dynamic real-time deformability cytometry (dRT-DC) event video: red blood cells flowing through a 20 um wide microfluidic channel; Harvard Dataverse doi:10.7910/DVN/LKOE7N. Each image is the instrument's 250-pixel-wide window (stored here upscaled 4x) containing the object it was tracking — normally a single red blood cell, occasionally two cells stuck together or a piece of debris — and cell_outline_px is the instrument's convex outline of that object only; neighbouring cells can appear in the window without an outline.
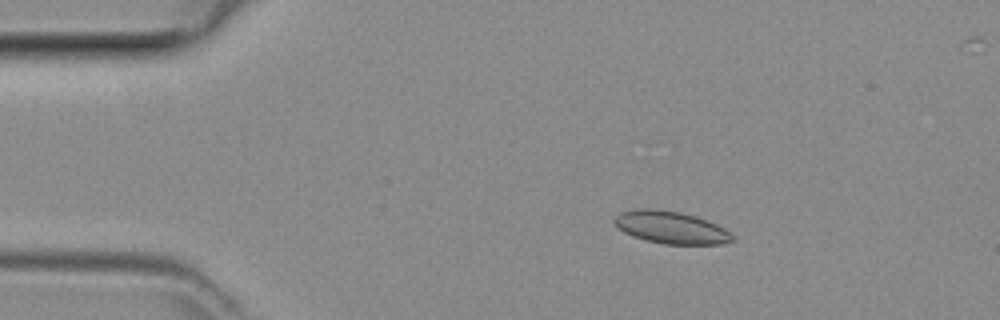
{"species": "common noctule bat (a hibernating species)", "species_latin": "Nyctalus noctula", "temperature_condition": "room temperature", "stored_images_in_passage": 49, "camera_frame_rate_fps": 3000, "um_per_image_px": 0.085, "animal": {"sex": "female", "body_mass_g": 29.2, "forearm_length_mm": 56.3}, "frame": {"image": 1, "passage_image": 9, "time_ms": 2.667, "image_size_px": [1000, 320], "cell_outline_px": [[736, 240], [720, 244], [664, 244], [632, 236], [624, 232], [612, 220], [620, 212], [640, 208], [652, 208], [680, 212], [696, 216], [708, 220], [724, 228], [736, 236]], "centroid_in_image_um": [57.07, 19.33], "position_along_channel_um": 27.9, "area_um2": 22.31}}
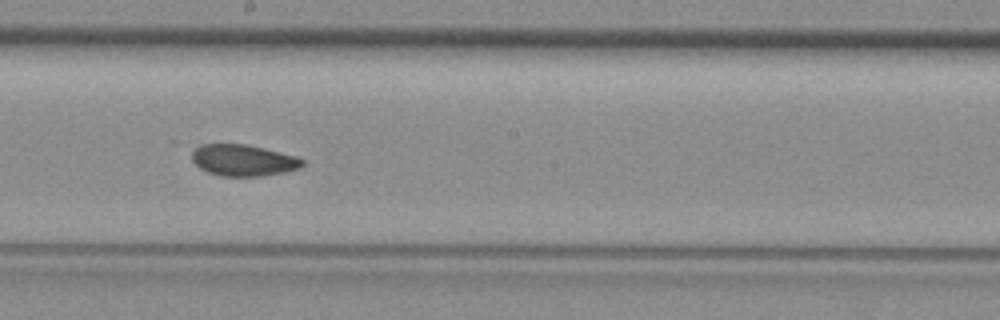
{"frame": {"image": 2, "passage_image": 27, "time_ms": 8.667, "image_size_px": [1000, 320], "cell_outline_px": [[304, 164], [300, 168], [284, 172], [260, 176], [220, 176], [208, 172], [200, 168], [192, 160], [192, 152], [200, 144], [244, 144], [264, 148], [296, 156], [304, 160]], "centroid_in_image_um": [20.68, 13.62], "position_along_channel_um": 227.5, "area_um2": 20.17}}
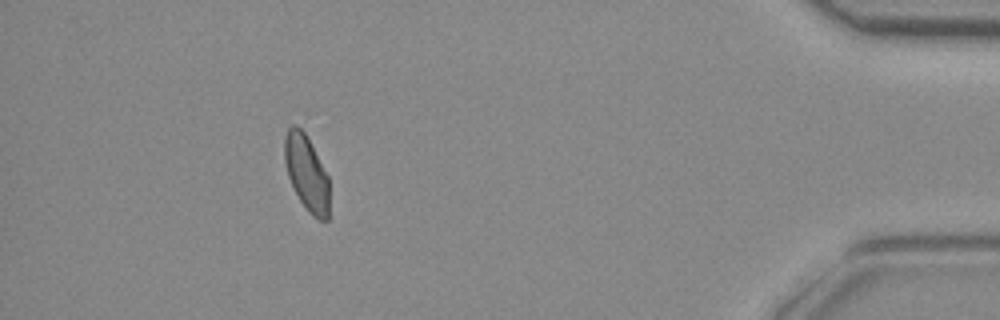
{"frame": {"image": 3, "passage_image": 44, "time_ms": 14.333, "image_size_px": [1000, 320], "cell_outline_px": [[328, 220], [316, 220], [308, 212], [300, 200], [288, 176], [284, 160], [284, 136], [288, 128], [292, 124], [296, 124], [304, 132], [328, 176]], "centroid_in_image_um": [26.04, 14.7], "position_along_channel_um": 409.2, "area_um2": 19.48}}